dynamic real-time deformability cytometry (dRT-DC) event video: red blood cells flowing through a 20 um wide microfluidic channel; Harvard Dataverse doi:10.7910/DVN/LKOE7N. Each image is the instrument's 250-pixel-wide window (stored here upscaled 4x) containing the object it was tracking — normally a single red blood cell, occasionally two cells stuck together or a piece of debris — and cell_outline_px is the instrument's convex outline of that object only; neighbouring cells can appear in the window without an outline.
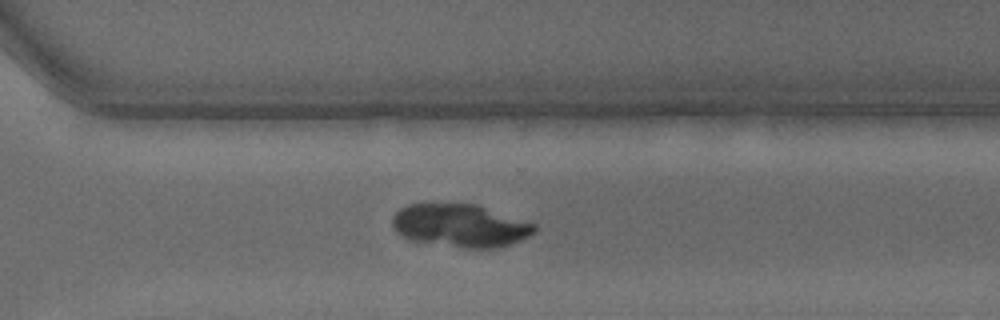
{"species": "common noctule bat (a hibernating species)", "species_latin": "Nyctalus noctula", "temperature_condition": "warm", "stored_images_in_passage": 46, "camera_frame_rate_fps": 3000, "um_per_image_px": 0.085, "animal": {"sex": "male", "body_mass_g": 15.6}, "frame": {"image": 1, "passage_image": 33, "time_ms": 10.667, "image_size_px": [1000, 320], "cell_outline_px": [[536, 232], [528, 236], [500, 248], [464, 248], [412, 240], [396, 232], [392, 224], [392, 216], [400, 208], [408, 204], [476, 204], [536, 224]], "centroid_in_image_um": [39.13, 19.17], "position_along_channel_um": 331.5, "area_um2": 35.37}}
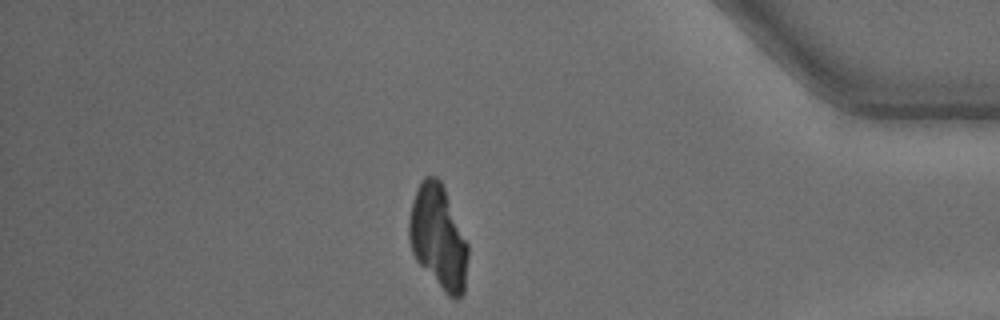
{"frame": {"image": 2, "passage_image": 40, "time_ms": 13.0, "image_size_px": [1000, 320], "cell_outline_px": [[468, 256], [464, 292], [456, 300], [452, 300], [444, 292], [416, 260], [412, 252], [408, 236], [408, 220], [412, 200], [416, 188], [420, 180], [424, 176], [436, 176], [440, 180], [444, 188], [468, 244]], "centroid_in_image_um": [37.23, 20.16], "position_along_channel_um": 398.0, "area_um2": 35.78}}